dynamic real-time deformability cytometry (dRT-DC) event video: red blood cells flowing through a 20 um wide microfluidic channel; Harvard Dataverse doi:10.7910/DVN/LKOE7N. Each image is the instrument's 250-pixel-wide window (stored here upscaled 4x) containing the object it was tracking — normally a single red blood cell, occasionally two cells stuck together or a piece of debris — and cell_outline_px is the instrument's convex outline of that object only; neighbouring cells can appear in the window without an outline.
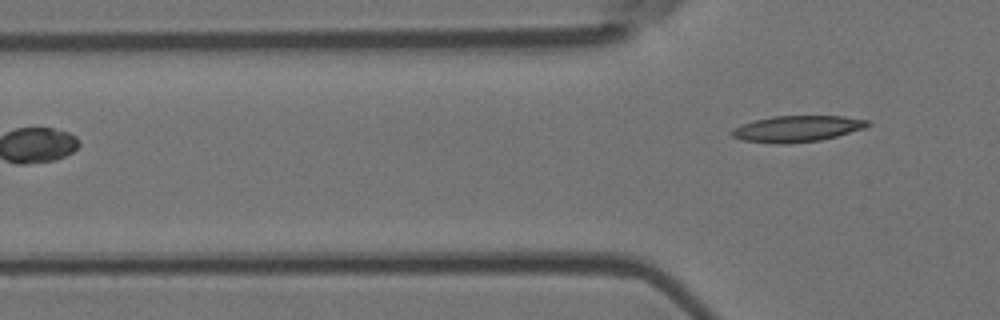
{"species": "Egyptian fruit bat (a non-hibernating species)", "species_latin": "Rousettus aegyptiacus", "temperature_condition": "room temperature", "stored_images_in_passage": 4, "camera_frame_rate_fps": 3000, "um_per_image_px": 0.085, "animal": {"sex": "female"}, "frame": {"image": 1, "passage_image": 4, "time_ms": 1.0, "image_size_px": [1000, 320], "cell_outline_px": [[872, 124], [864, 128], [836, 136], [820, 140], [784, 144], [776, 144], [744, 140], [732, 136], [732, 128], [740, 124], [772, 116], [844, 116], [868, 120]], "centroid_in_image_um": [67.75, 10.94], "position_along_channel_um": 58.0, "area_um2": 20.63}}